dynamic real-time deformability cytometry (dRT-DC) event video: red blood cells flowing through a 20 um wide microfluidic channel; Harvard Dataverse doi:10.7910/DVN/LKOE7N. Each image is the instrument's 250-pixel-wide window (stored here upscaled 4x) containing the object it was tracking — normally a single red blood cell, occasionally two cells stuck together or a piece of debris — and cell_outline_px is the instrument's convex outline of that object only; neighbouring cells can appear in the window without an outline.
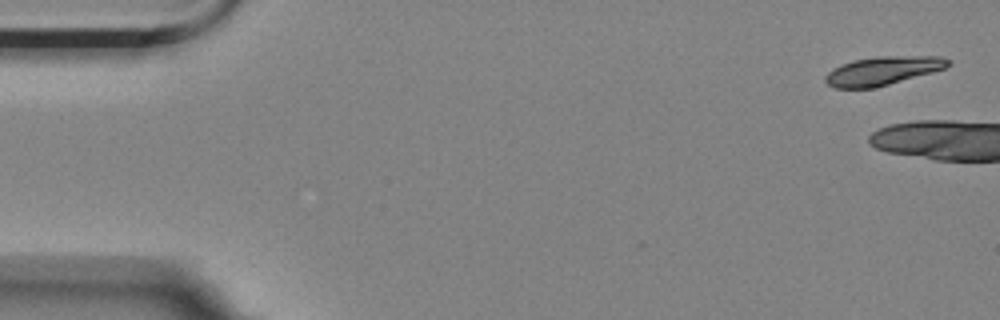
{"species": "Egyptian fruit bat (a non-hibernating species)", "species_latin": "Rousettus aegyptiacus", "temperature_condition": "room temperature", "stored_images_in_passage": 5, "camera_frame_rate_fps": 3000, "um_per_image_px": 0.085, "animal": {"sex": "female"}, "frame": {"image": 1, "passage_image": 1, "time_ms": 0.0, "image_size_px": [1000, 320], "cell_outline_px": [[952, 64], [944, 68], [932, 72], [888, 84], [872, 88], [836, 88], [828, 84], [824, 80], [824, 76], [832, 68], [840, 64], [856, 60], [876, 56], [940, 56], [952, 60]], "centroid_in_image_um": [75.03, 6.0], "position_along_channel_um": 10.0, "area_um2": 20.4}}